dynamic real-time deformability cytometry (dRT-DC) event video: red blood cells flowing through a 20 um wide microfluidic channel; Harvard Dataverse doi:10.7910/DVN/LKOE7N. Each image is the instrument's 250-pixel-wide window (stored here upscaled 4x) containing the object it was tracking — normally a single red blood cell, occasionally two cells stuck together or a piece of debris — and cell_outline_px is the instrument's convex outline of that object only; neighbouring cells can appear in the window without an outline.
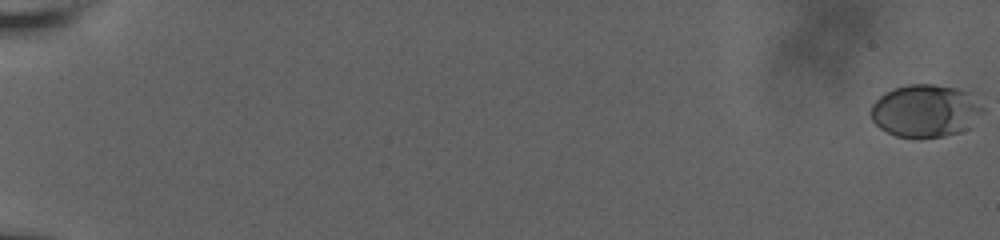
{"species": "human", "species_latin": "Homo sapiens", "temperature_condition": "room temperature", "stored_images_in_passage": 62, "camera_frame_rate_fps": 3000, "um_per_image_px": 0.085, "donor": {"sex": "male"}, "frame": {"image": 1, "passage_image": 1, "time_ms": 0.0, "image_size_px": [1000, 240], "cell_outline_px": [[984, 108], [968, 128], [960, 132], [944, 136], [896, 136], [880, 128], [872, 120], [868, 112], [872, 104], [884, 92], [908, 84], [932, 84], [956, 88], [968, 92]], "centroid_in_image_um": [78.61, 9.4], "position_along_channel_um": 6.4, "area_um2": 33.87}}
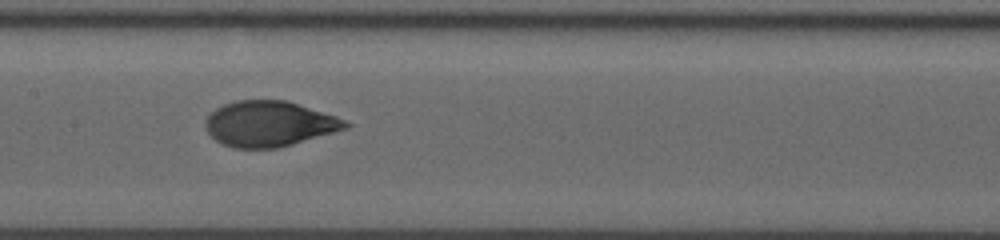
{"frame": {"image": 2, "passage_image": 35, "time_ms": 11.333, "image_size_px": [1000, 240], "cell_outline_px": [[352, 124], [348, 128], [292, 144], [276, 148], [232, 148], [216, 140], [208, 132], [204, 124], [204, 120], [216, 108], [224, 104], [236, 100], [284, 100], [336, 116]], "centroid_in_image_um": [22.86, 10.52], "position_along_channel_um": 184.5, "area_um2": 36.82}}
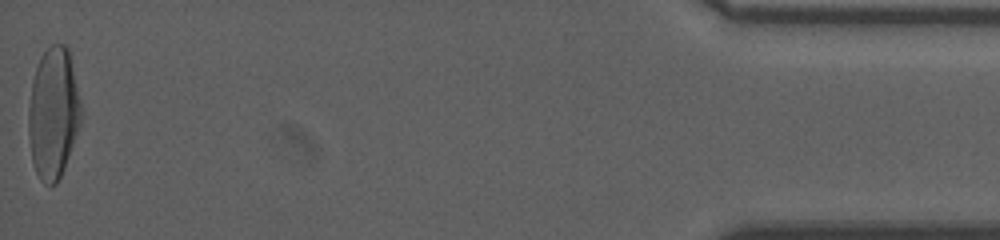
{"frame": {"image": 3, "passage_image": 62, "time_ms": 20.333, "image_size_px": [1000, 240], "cell_outline_px": [[80, 124], [64, 168], [56, 184], [48, 184], [40, 180], [36, 172], [32, 160], [28, 132], [28, 108], [32, 80], [40, 56], [52, 44], [64, 44], [68, 48], [80, 100]], "centroid_in_image_um": [4.51, 9.61], "position_along_channel_um": 430.7, "area_um2": 39.77}, "authors_computed_cell_mechanics": {"area_um2": 36.4429, "velocity_mm_per_s": 3.669, "shape_relaxation_time_tau1_ms": 5.0912, "shape_relaxation_time_tau2_ms": null, "deformation_change_tau1": 0.2017, "deformation_change_tau2": null}}